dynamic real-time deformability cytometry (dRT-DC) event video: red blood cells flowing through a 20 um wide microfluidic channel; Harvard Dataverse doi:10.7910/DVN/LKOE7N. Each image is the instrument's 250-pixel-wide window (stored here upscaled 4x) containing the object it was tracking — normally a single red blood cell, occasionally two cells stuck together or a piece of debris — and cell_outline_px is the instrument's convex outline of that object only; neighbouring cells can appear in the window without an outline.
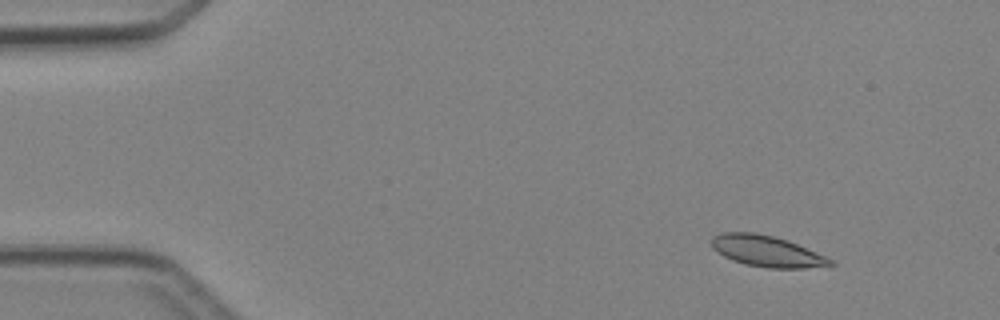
{"species": "Egyptian fruit bat (a non-hibernating species)", "species_latin": "Rousettus aegyptiacus", "temperature_condition": "cold", "stored_images_in_passage": 4, "camera_frame_rate_fps": 3000, "um_per_image_px": 0.085, "animal": {"sex": "female"}, "frame": {"image": 1, "passage_image": 2, "time_ms": 1.333, "image_size_px": [1000, 320], "cell_outline_px": [[836, 264], [828, 268], [768, 268], [744, 264], [732, 260], [724, 256], [712, 248], [712, 236], [724, 232], [756, 232], [788, 240], [824, 256], [832, 260]], "centroid_in_image_um": [65.21, 21.37], "position_along_channel_um": 19.8, "area_um2": 21.68}}